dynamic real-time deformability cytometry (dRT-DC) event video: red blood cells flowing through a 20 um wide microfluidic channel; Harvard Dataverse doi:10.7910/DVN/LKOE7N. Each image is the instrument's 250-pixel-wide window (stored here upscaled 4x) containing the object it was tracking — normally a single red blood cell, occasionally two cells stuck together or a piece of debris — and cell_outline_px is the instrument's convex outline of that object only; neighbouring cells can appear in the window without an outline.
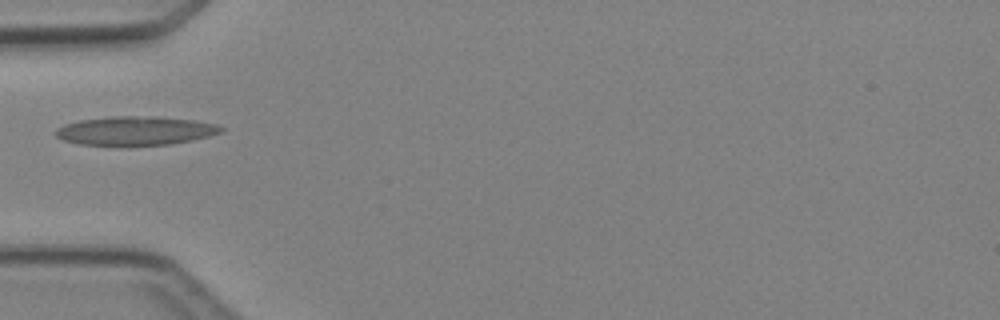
{"species": "Egyptian fruit bat (a non-hibernating species)", "species_latin": "Rousettus aegyptiacus", "temperature_condition": "cold", "stored_images_in_passage": 2, "camera_frame_rate_fps": 3000, "um_per_image_px": 0.085, "animal": {"sex": "female"}, "frame": {"image": 1, "passage_image": 1, "time_ms": 0.0, "image_size_px": [1000, 320], "cell_outline_px": [[224, 128], [220, 132], [208, 136], [172, 144], [80, 144], [64, 140], [56, 136], [56, 128], [64, 124], [80, 120], [112, 116], [152, 116], [192, 120], [216, 124]], "centroid_in_image_um": [11.49, 11.09], "position_along_channel_um": 73.5, "area_um2": 27.17}}
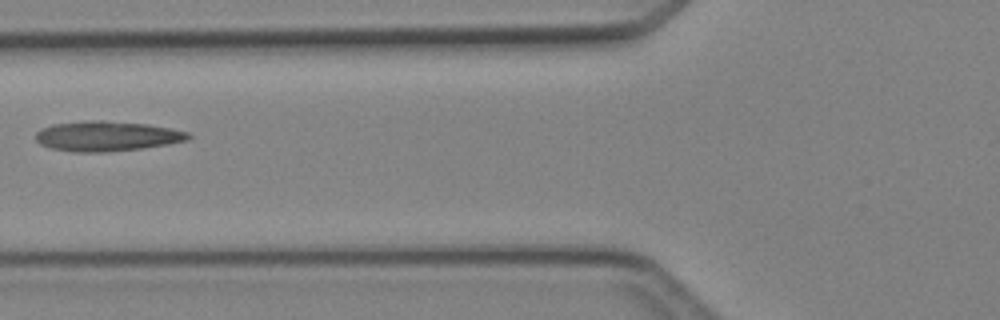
{"frame": {"image": 2, "passage_image": 2, "time_ms": 1.0, "image_size_px": [1000, 320], "cell_outline_px": [[192, 136], [188, 140], [168, 144], [144, 148], [104, 152], [72, 152], [52, 148], [40, 144], [36, 140], [36, 132], [40, 128], [52, 124], [88, 120], [100, 120], [148, 124], [172, 128], [188, 132]], "centroid_in_image_um": [9.09, 11.57], "position_along_channel_um": 116.7, "area_um2": 26.88}}